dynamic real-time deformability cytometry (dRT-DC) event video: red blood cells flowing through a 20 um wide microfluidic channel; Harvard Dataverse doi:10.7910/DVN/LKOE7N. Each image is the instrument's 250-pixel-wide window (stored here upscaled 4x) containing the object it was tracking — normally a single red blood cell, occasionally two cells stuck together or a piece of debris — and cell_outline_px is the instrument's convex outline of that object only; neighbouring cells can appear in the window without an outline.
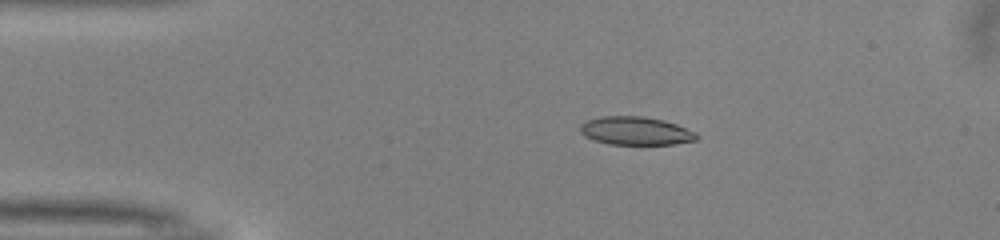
{"species": "common noctule bat (a hibernating species)", "species_latin": "Nyctalus noctula", "temperature_condition": "warm", "stored_images_in_passage": 51, "camera_frame_rate_fps": 3000, "um_per_image_px": 0.085, "animal": {"sex": "male", "body_mass_g": 13.0, "forearm_length_mm": 53.1}, "frame": {"image": 1, "passage_image": 10, "time_ms": 3.0, "image_size_px": [1000, 240], "cell_outline_px": [[700, 136], [696, 140], [672, 144], [608, 144], [584, 136], [580, 132], [580, 124], [588, 120], [600, 116], [644, 116], [664, 120], [676, 124], [696, 132]], "centroid_in_image_um": [54.04, 11.11], "position_along_channel_um": 31.0, "area_um2": 19.19}}
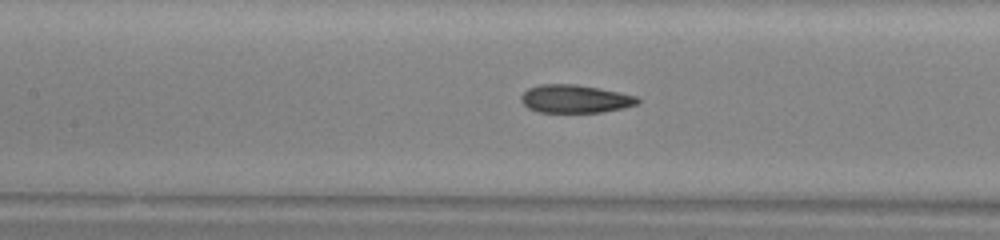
{"frame": {"image": 2, "passage_image": 23, "time_ms": 7.333, "image_size_px": [1000, 240], "cell_outline_px": [[640, 100], [636, 104], [624, 108], [600, 112], [540, 112], [528, 108], [520, 100], [520, 96], [528, 88], [540, 84], [576, 84], [636, 96]], "centroid_in_image_um": [48.83, 8.4], "position_along_channel_um": 158.6, "area_um2": 18.84}}
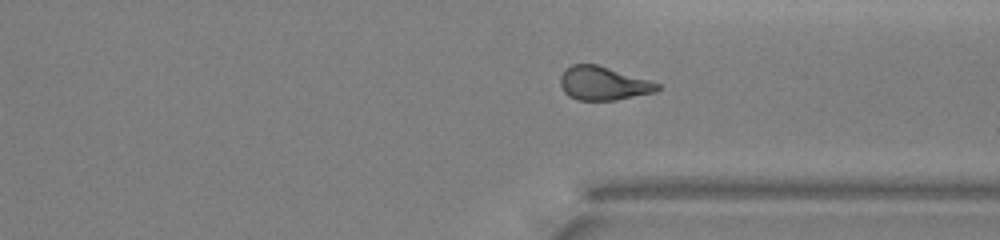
{"frame": {"image": 3, "passage_image": 38, "time_ms": 12.333, "image_size_px": [1000, 240], "cell_outline_px": [[660, 88], [656, 92], [616, 100], [576, 100], [568, 96], [564, 92], [560, 84], [560, 76], [564, 68], [572, 64], [596, 64], [648, 80], [660, 84]], "centroid_in_image_um": [51.23, 7.09], "position_along_channel_um": 360.2, "area_um2": 19.02}, "authors_computed_cell_mechanics": {"area_um2": 19.4208, "velocity_mm_per_s": 4.0355, "shape_relaxation_time_tau1_ms": 5.863, "shape_relaxation_time_tau2_ms": 1.3436, "deformation_change_tau1": 0.1719, "deformation_change_tau2": 0.0858}}